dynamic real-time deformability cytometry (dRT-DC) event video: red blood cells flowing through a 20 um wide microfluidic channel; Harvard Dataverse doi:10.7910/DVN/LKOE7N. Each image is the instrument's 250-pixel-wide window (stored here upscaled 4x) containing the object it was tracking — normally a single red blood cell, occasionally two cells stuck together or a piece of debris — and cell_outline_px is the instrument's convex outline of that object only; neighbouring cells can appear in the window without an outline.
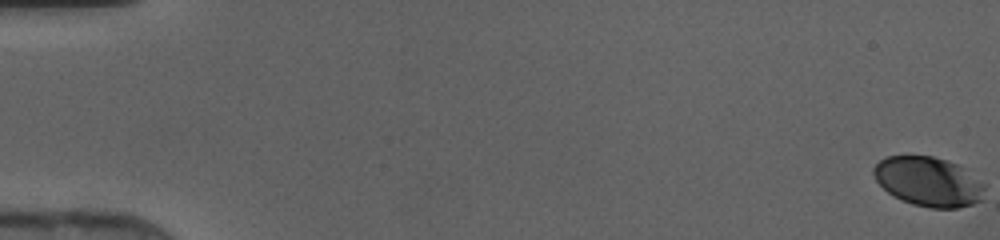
{"species": "human", "species_latin": "Homo sapiens", "temperature_condition": "cold", "stored_images_in_passage": 48, "camera_frame_rate_fps": 3000, "um_per_image_px": 0.085, "donor": {"sex": "female"}, "frame": {"image": 1, "passage_image": 1, "time_ms": 0.0, "image_size_px": [1000, 240], "cell_outline_px": [[984, 188], [980, 200], [972, 204], [956, 208], [928, 208], [912, 204], [892, 196], [876, 180], [872, 172], [872, 168], [884, 156], [932, 156], [956, 164], [984, 184]], "centroid_in_image_um": [78.86, 15.44], "position_along_channel_um": 6.1, "area_um2": 31.62}}
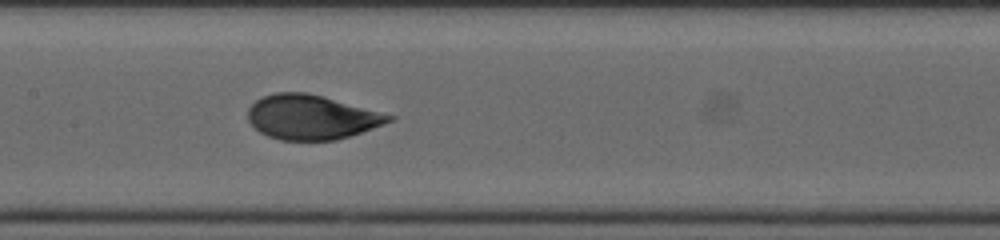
{"frame": {"image": 2, "passage_image": 25, "time_ms": 8.0, "image_size_px": [1000, 240], "cell_outline_px": [[396, 116], [392, 120], [384, 124], [336, 140], [280, 140], [268, 136], [260, 132], [248, 120], [248, 108], [256, 100], [264, 96], [276, 92], [308, 92]], "centroid_in_image_um": [26.46, 9.95], "position_along_channel_um": 180.9, "area_um2": 36.3}}
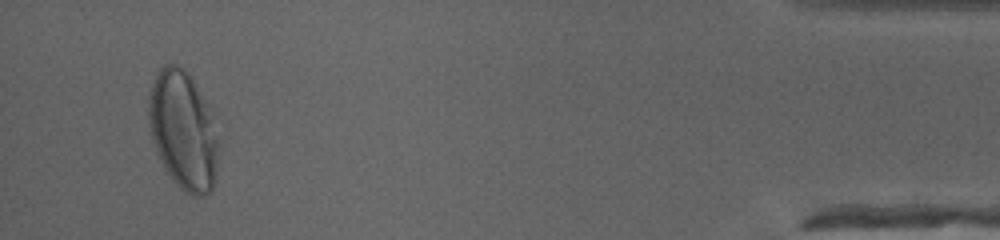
{"frame": {"image": 3, "passage_image": 46, "time_ms": 15.0, "image_size_px": [1000, 240], "cell_outline_px": [[216, 160], [212, 188], [204, 196], [192, 196], [184, 192], [172, 180], [160, 160], [156, 152], [152, 140], [148, 124], [148, 96], [156, 72], [164, 64], [176, 64], [184, 68], [188, 72], [212, 108], [216, 140]], "centroid_in_image_um": [15.53, 11.03], "position_along_channel_um": 419.7, "area_um2": 48.38}}